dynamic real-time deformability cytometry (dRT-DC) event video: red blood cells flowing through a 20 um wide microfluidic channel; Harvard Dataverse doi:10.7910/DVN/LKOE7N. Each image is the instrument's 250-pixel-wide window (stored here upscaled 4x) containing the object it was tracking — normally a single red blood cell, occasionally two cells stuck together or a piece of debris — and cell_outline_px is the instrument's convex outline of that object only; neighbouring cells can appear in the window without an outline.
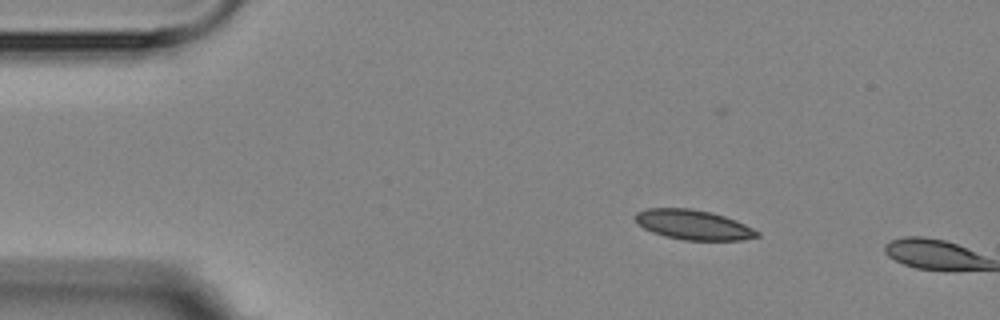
{"species": "Egyptian fruit bat (a non-hibernating species)", "species_latin": "Rousettus aegyptiacus", "temperature_condition": "room temperature", "stored_images_in_passage": 2, "camera_frame_rate_fps": 3000, "um_per_image_px": 0.085, "animal": {"sex": "female"}, "frame": {"image": 1, "passage_image": 1, "time_ms": 0.0, "image_size_px": [1000, 320], "cell_outline_px": [[760, 236], [744, 240], [684, 240], [664, 236], [652, 232], [636, 224], [636, 212], [648, 208], [692, 208], [712, 212], [736, 220], [760, 232]], "centroid_in_image_um": [58.93, 19.1], "position_along_channel_um": 26.1, "area_um2": 21.27}}